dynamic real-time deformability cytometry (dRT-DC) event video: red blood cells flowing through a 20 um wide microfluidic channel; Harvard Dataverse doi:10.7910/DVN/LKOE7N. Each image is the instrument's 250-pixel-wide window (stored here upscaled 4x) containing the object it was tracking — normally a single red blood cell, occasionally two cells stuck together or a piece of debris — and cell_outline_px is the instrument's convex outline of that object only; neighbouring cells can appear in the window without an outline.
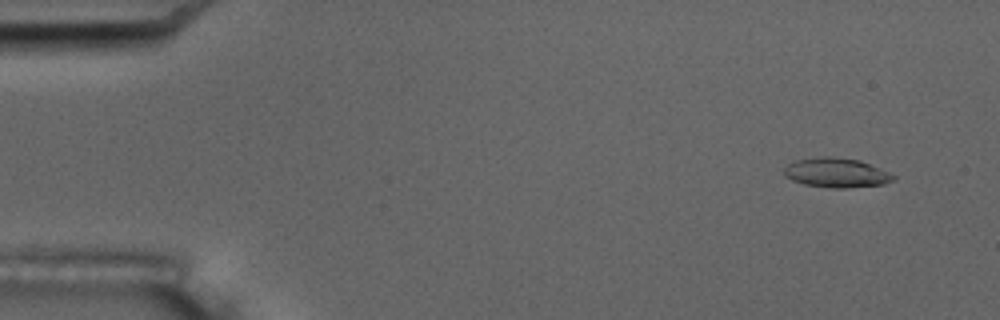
{"species": "common noctule bat (a hibernating species)", "species_latin": "Nyctalus noctula", "temperature_condition": "room temperature", "stored_images_in_passage": 4, "camera_frame_rate_fps": 3000, "um_per_image_px": 0.085, "animal": {"sex": "male", "body_mass_g": 17.5, "forearm_length_mm": 52.3}, "frame": {"image": 1, "passage_image": 1, "time_ms": 0.0, "image_size_px": [1000, 320], "cell_outline_px": [[896, 180], [884, 184], [844, 188], [832, 188], [804, 184], [792, 180], [784, 176], [784, 168], [788, 164], [796, 160], [820, 156], [832, 156], [860, 160], [880, 168], [896, 176]], "centroid_in_image_um": [71.1, 14.68], "position_along_channel_um": 13.9, "area_um2": 18.9}}
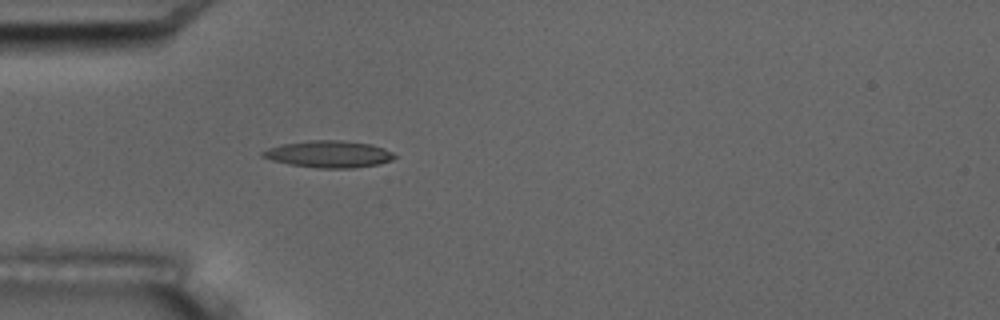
{"frame": {"image": 2, "passage_image": 4, "time_ms": 4.333, "image_size_px": [1000, 320], "cell_outline_px": [[396, 156], [392, 160], [380, 164], [352, 168], [316, 168], [288, 164], [272, 160], [260, 156], [260, 152], [268, 148], [284, 144], [308, 140], [340, 140], [372, 144], [384, 148], [392, 152]], "centroid_in_image_um": [27.95, 13.1], "position_along_channel_um": 57.1, "area_um2": 20.75}}